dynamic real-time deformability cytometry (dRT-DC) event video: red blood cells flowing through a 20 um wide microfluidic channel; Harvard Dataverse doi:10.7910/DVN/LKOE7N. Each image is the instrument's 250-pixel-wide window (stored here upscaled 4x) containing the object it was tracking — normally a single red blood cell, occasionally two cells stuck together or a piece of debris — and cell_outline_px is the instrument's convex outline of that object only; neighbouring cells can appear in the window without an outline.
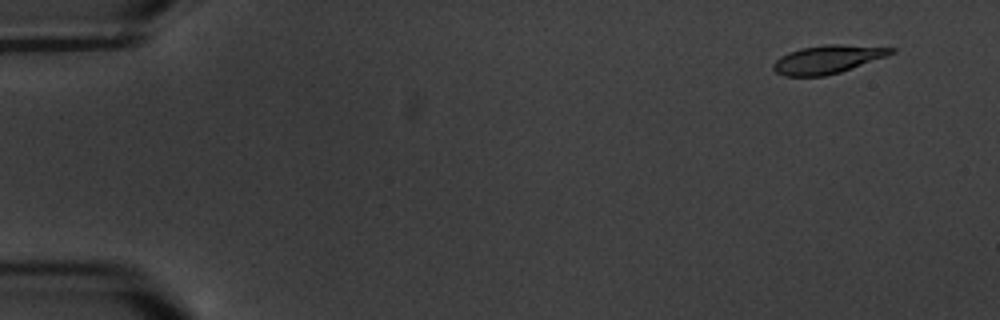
{"species": "common noctule bat (a hibernating species)", "species_latin": "Nyctalus noctula", "temperature_condition": "warm", "stored_images_in_passage": 5, "camera_frame_rate_fps": 3000, "um_per_image_px": 0.085, "animal": {"sex": "male", "body_mass_g": 20.1, "forearm_length_mm": 53.5}, "frame": {"image": 1, "passage_image": 2, "time_ms": 1.0, "image_size_px": [1000, 320], "cell_outline_px": [[896, 52], [888, 56], [840, 72], [824, 76], [784, 76], [776, 72], [772, 68], [772, 64], [780, 56], [788, 52], [800, 48], [824, 44], [840, 44], [896, 48]], "centroid_in_image_um": [70.34, 5.04], "position_along_channel_um": 14.7, "area_um2": 19.54}}
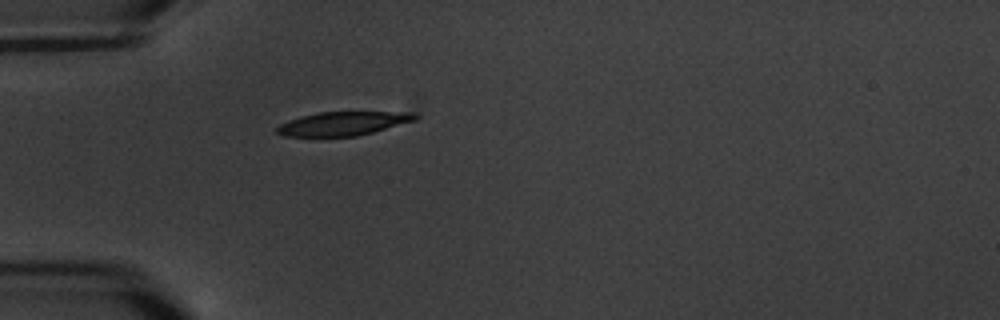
{"frame": {"image": 2, "passage_image": 5, "time_ms": 5.667, "image_size_px": [1000, 320], "cell_outline_px": [[420, 116], [416, 120], [372, 132], [356, 136], [284, 136], [276, 132], [276, 128], [280, 124], [288, 120], [300, 116], [320, 112], [416, 112]], "centroid_in_image_um": [29.17, 10.49], "position_along_channel_um": 55.8, "area_um2": 19.07}}